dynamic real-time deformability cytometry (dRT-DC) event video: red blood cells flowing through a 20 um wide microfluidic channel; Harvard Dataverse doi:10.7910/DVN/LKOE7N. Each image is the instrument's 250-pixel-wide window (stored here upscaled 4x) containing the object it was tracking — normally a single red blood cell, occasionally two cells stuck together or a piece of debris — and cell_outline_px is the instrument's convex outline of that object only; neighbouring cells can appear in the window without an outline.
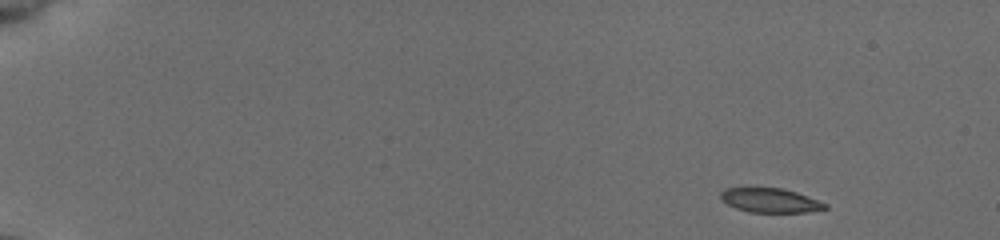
{"species": "common noctule bat (a hibernating species)", "species_latin": "Nyctalus noctula", "temperature_condition": "cold", "stored_images_in_passage": 49, "camera_frame_rate_fps": 3000, "um_per_image_px": 0.085, "animal": {"sex": "female", "body_mass_g": 19.5, "forearm_length_mm": 54.1}, "frame": {"image": 1, "passage_image": 1, "time_ms": 0.0, "image_size_px": [1000, 240], "cell_outline_px": [[828, 208], [808, 212], [748, 212], [736, 208], [720, 200], [720, 192], [724, 188], [780, 188], [796, 192], [828, 204]], "centroid_in_image_um": [65.44, 17.03], "position_along_channel_um": 19.6, "area_um2": 14.74}}
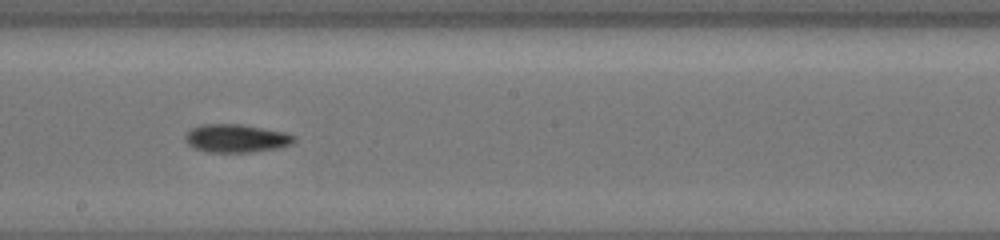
{"frame": {"image": 2, "passage_image": 28, "time_ms": 9.0, "image_size_px": [1000, 240], "cell_outline_px": [[296, 140], [292, 144], [280, 148], [252, 152], [208, 152], [196, 148], [188, 144], [184, 140], [184, 136], [192, 128], [200, 124], [240, 124], [288, 132], [296, 136]], "centroid_in_image_um": [20.13, 11.75], "position_along_channel_um": 228.1, "area_um2": 18.09}}
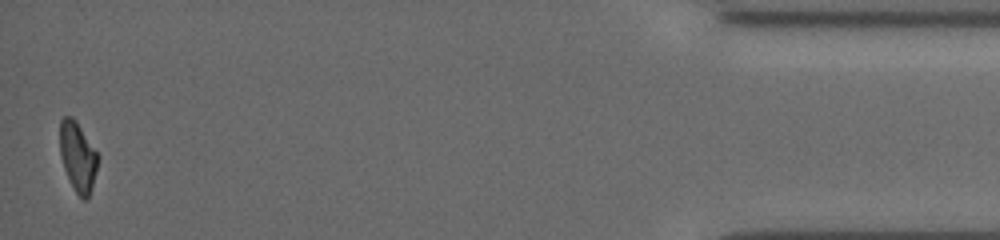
{"frame": {"image": 3, "passage_image": 49, "time_ms": 16.0, "image_size_px": [1000, 240], "cell_outline_px": [[100, 156], [92, 188], [88, 200], [84, 200], [76, 192], [64, 168], [60, 156], [60, 120], [64, 116], [72, 116], [76, 120]], "centroid_in_image_um": [6.63, 13.3], "position_along_channel_um": 428.6, "area_um2": 15.49}, "authors_computed_cell_mechanics": {"area_um2": 16.4152, "velocity_mm_per_s": 3.8991, "shape_relaxation_time_tau1_ms": 4.6126, "shape_relaxation_time_tau2_ms": 4.7436, "deformation_change_tau1": 0.1238, "deformation_change_tau2": 0.1025}}